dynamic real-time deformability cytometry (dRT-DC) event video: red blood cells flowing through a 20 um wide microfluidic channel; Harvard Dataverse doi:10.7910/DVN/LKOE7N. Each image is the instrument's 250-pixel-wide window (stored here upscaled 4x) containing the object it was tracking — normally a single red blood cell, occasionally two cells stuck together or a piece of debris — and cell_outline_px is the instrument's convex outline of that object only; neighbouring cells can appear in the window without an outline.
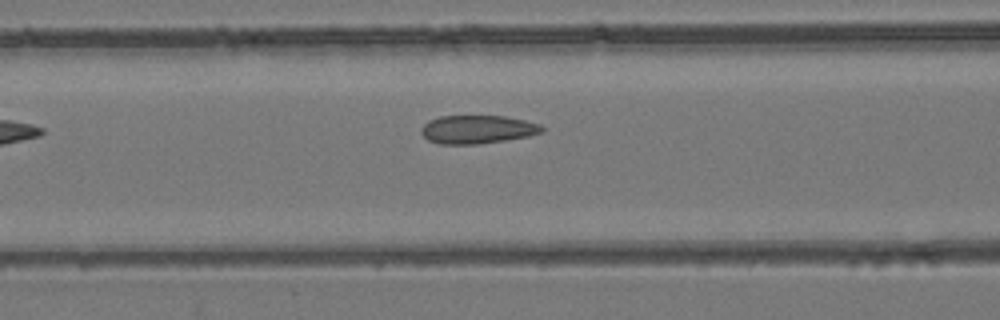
{"species": "common noctule bat (a hibernating species)", "species_latin": "Nyctalus noctula", "temperature_condition": "room temperature", "stored_images_in_passage": 6, "camera_frame_rate_fps": 3000, "um_per_image_px": 0.085, "animal": {"sex": "female", "body_mass_g": 24.6, "forearm_length_mm": 56.2}, "frame": {"image": 1, "passage_image": 6, "time_ms": 1.667, "image_size_px": [1000, 320], "cell_outline_px": [[544, 132], [528, 136], [504, 140], [476, 144], [440, 144], [428, 140], [420, 132], [420, 128], [428, 120], [440, 116], [504, 116], [524, 120], [540, 124], [544, 128]], "centroid_in_image_um": [40.56, 10.99], "position_along_channel_um": 126.0, "area_um2": 19.94}}